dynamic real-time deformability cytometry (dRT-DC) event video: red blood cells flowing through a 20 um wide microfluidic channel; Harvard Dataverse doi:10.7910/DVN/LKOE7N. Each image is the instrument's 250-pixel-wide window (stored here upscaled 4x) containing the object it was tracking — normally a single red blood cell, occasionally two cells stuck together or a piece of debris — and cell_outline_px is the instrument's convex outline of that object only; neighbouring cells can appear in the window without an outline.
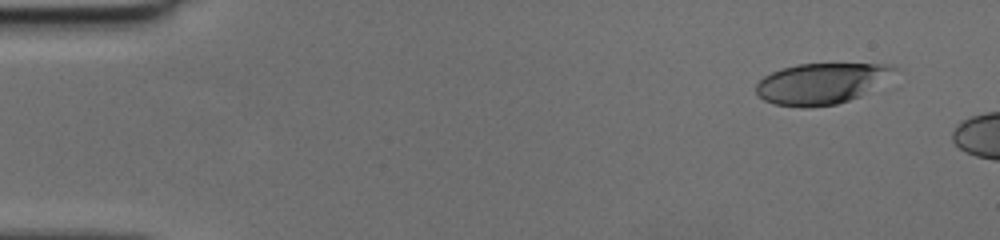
{"species": "human", "species_latin": "Homo sapiens", "temperature_condition": "cold", "stored_images_in_passage": 6, "camera_frame_rate_fps": 3000, "um_per_image_px": 0.085, "donor": {"sex": "female"}, "frame": {"image": 1, "passage_image": 1, "time_ms": 0.0, "image_size_px": [1000, 240], "cell_outline_px": [[900, 68], [860, 96], [836, 104], [808, 108], [800, 108], [772, 104], [764, 100], [756, 92], [756, 84], [764, 76], [780, 68], [796, 64], [892, 64]], "centroid_in_image_um": [69.75, 7.1], "position_along_channel_um": 15.2, "area_um2": 32.83}}